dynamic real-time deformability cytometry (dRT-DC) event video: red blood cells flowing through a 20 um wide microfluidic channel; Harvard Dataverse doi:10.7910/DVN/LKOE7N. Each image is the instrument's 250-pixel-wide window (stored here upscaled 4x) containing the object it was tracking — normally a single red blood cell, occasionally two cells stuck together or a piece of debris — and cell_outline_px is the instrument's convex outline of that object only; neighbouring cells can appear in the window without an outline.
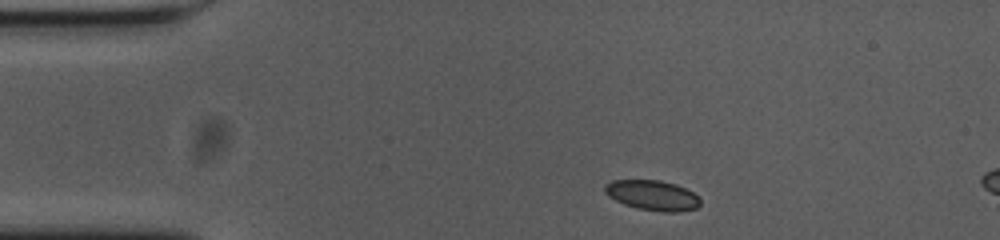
{"species": "common noctule bat (a hibernating species)", "species_latin": "Nyctalus noctula", "temperature_condition": "cold", "stored_images_in_passage": 5, "camera_frame_rate_fps": 3000, "um_per_image_px": 0.085, "animal": {"sex": "female", "body_mass_g": 23.0, "forearm_length_mm": 53.4}, "frame": {"image": 1, "passage_image": 1, "time_ms": 0.0, "image_size_px": [1000, 240], "cell_outline_px": [[700, 204], [696, 208], [676, 212], [664, 212], [636, 208], [624, 204], [608, 196], [604, 192], [604, 184], [612, 180], [660, 180], [676, 184], [692, 192], [700, 200]], "centroid_in_image_um": [55.42, 16.59], "position_along_channel_um": 29.6, "area_um2": 16.7}}